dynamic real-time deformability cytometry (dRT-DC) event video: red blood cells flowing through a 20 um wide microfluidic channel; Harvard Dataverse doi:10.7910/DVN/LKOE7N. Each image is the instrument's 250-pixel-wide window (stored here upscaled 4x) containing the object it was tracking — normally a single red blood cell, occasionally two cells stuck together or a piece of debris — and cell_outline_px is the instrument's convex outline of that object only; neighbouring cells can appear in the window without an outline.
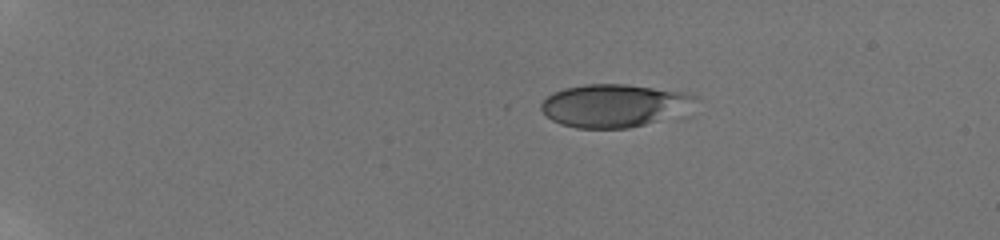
{"species": "human", "species_latin": "Homo sapiens", "temperature_condition": "room temperature", "stored_images_in_passage": 14, "camera_frame_rate_fps": 3000, "um_per_image_px": 0.085, "donor": {"sex": "male"}, "frame": {"image": 1, "passage_image": 1, "time_ms": 0.0, "image_size_px": [1000, 240], "cell_outline_px": [[700, 100], [656, 120], [644, 124], [628, 128], [576, 128], [560, 124], [552, 120], [540, 108], [540, 104], [548, 96], [564, 88], [584, 84], [628, 84], [688, 92], [700, 96]], "centroid_in_image_um": [52.13, 8.94], "position_along_channel_um": 32.9, "area_um2": 37.86}}